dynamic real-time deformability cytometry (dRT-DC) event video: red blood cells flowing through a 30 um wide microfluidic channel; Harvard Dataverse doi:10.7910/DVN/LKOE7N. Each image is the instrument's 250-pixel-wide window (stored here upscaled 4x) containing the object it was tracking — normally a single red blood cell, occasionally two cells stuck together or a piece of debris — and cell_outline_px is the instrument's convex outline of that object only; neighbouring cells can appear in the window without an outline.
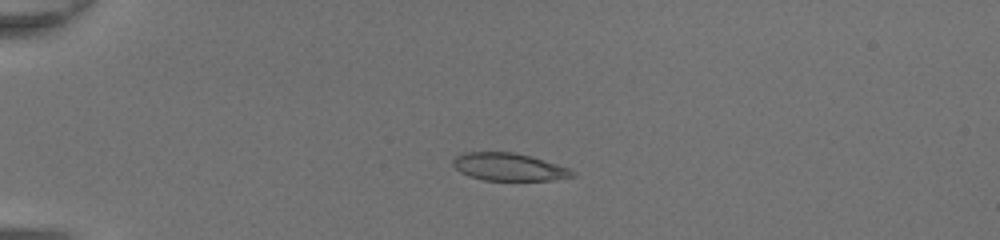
{"species": "common noctule bat (a hibernating species)", "species_latin": "Nyctalus noctula", "temperature_condition": "room temperature", "stored_images_in_passage": 49, "camera_frame_rate_fps": 3000, "um_per_image_px": 0.085, "animal": {"sex": "female", "body_mass_g": 20.0, "forearm_length_mm": 54.0}, "frame": {"image": 1, "passage_image": 14, "time_ms": 4.333, "image_size_px": [1000, 240], "cell_outline_px": [[576, 176], [552, 180], [484, 180], [460, 172], [452, 164], [452, 160], [456, 156], [468, 152], [512, 152], [528, 156], [568, 168]], "centroid_in_image_um": [43.21, 14.19], "position_along_channel_um": 41.8, "area_um2": 18.73}}
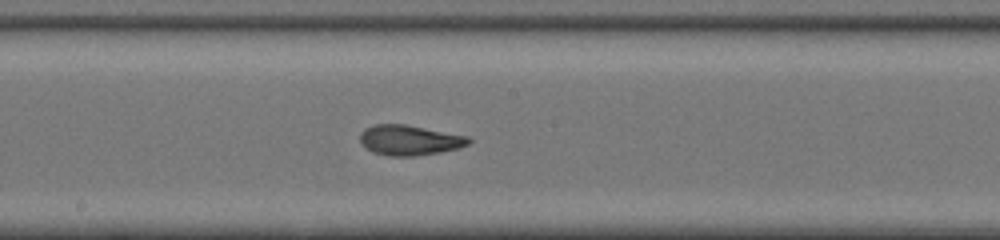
{"frame": {"image": 2, "passage_image": 29, "time_ms": 9.333, "image_size_px": [1000, 240], "cell_outline_px": [[472, 140], [468, 144], [460, 148], [440, 152], [412, 156], [388, 156], [372, 152], [360, 140], [360, 132], [364, 128], [372, 124], [404, 124], [468, 136]], "centroid_in_image_um": [34.8, 11.91], "position_along_channel_um": 213.4, "area_um2": 19.07}}
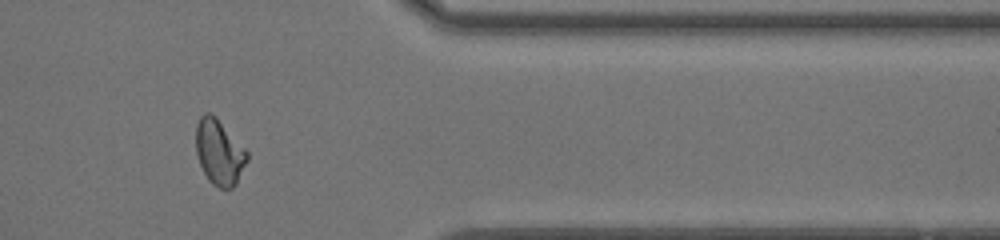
{"frame": {"image": 3, "passage_image": 42, "time_ms": 13.667, "image_size_px": [1000, 240], "cell_outline_px": [[248, 160], [236, 184], [232, 188], [220, 188], [212, 184], [208, 180], [200, 164], [196, 152], [196, 124], [200, 116], [204, 112], [212, 112], [216, 116], [248, 152]], "centroid_in_image_um": [18.63, 12.91], "position_along_channel_um": 392.8, "area_um2": 19.59}, "authors_computed_cell_mechanics": {"area_um2": 19.363, "velocity_mm_per_s": 4.4176, "shape_relaxation_time_tau1_ms": 5.0174, "shape_relaxation_time_tau2_ms": 1.1301, "deformation_change_tau1": 0.1821, "deformation_change_tau2": 0.0645}}